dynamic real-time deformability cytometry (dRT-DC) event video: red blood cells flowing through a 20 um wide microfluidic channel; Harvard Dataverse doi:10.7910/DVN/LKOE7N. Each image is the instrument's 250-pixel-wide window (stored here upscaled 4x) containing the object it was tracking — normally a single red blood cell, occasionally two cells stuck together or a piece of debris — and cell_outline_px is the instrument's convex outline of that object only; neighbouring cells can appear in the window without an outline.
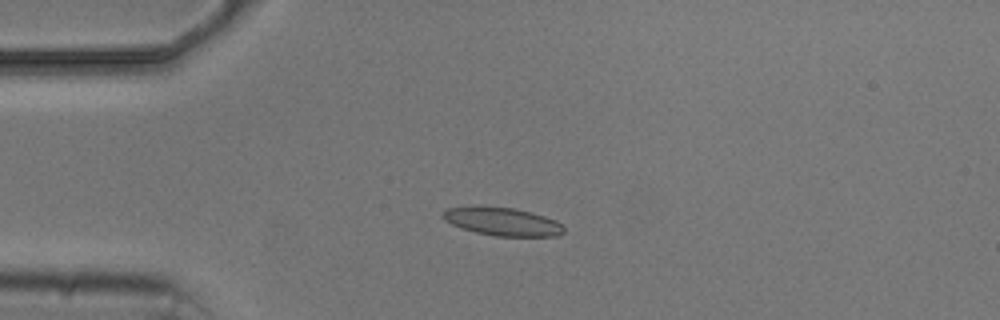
{"species": "common noctule bat (a hibernating species)", "species_latin": "Nyctalus noctula", "temperature_condition": "cold", "stored_images_in_passage": 5, "camera_frame_rate_fps": 3000, "um_per_image_px": 0.085, "animal": {"sex": "male", "body_mass_g": 20.5, "forearm_length_mm": 52.5}, "frame": {"image": 1, "passage_image": 3, "time_ms": 2.333, "image_size_px": [1000, 320], "cell_outline_px": [[564, 232], [556, 236], [496, 236], [476, 232], [452, 224], [444, 220], [440, 216], [448, 208], [512, 208], [532, 212], [556, 220], [564, 228]], "centroid_in_image_um": [42.76, 18.86], "position_along_channel_um": 42.2, "area_um2": 19.13}}
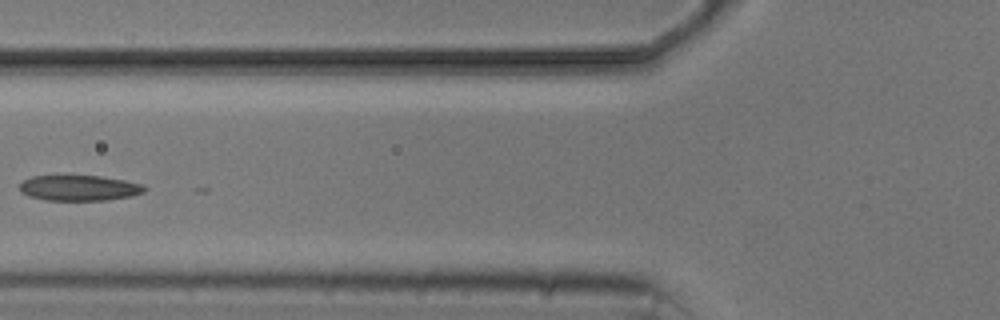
{"frame": {"image": 2, "passage_image": 5, "time_ms": 5.0, "image_size_px": [1000, 320], "cell_outline_px": [[148, 188], [144, 192], [132, 196], [108, 200], [44, 200], [28, 196], [20, 192], [20, 184], [24, 180], [32, 176], [100, 176], [124, 180], [144, 184]], "centroid_in_image_um": [6.76, 15.98], "position_along_channel_um": 119.0, "area_um2": 18.67}}